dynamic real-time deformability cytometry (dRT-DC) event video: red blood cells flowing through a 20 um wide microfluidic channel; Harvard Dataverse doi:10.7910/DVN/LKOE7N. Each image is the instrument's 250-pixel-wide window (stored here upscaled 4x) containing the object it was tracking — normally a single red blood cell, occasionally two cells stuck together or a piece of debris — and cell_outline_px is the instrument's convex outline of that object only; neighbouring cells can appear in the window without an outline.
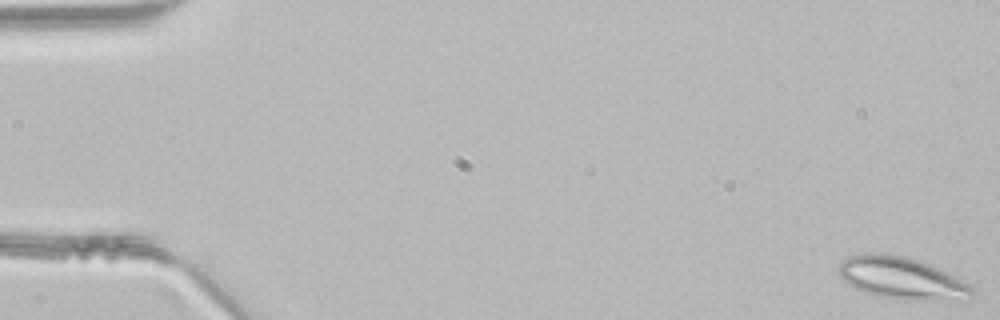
{"species": "common noctule bat (a hibernating species)", "species_latin": "Nyctalus noctula", "temperature_condition": "room temperature", "stored_images_in_passage": 47, "camera_frame_rate_fps": 3000, "um_per_image_px": 0.085, "animal": {"sex": "male", "body_mass_g": 21.5, "forearm_length_mm": 52.0}, "frame": {"image": 1, "passage_image": 1, "time_ms": 0.0, "image_size_px": [1000, 320], "cell_outline_px": [[976, 296], [904, 300], [876, 296], [856, 288], [848, 284], [840, 276], [840, 260], [848, 256], [868, 252], [880, 252], [908, 256], [920, 260], [968, 284], [976, 292]], "centroid_in_image_um": [76.53, 23.59], "position_along_channel_um": 8.5, "area_um2": 32.02}}
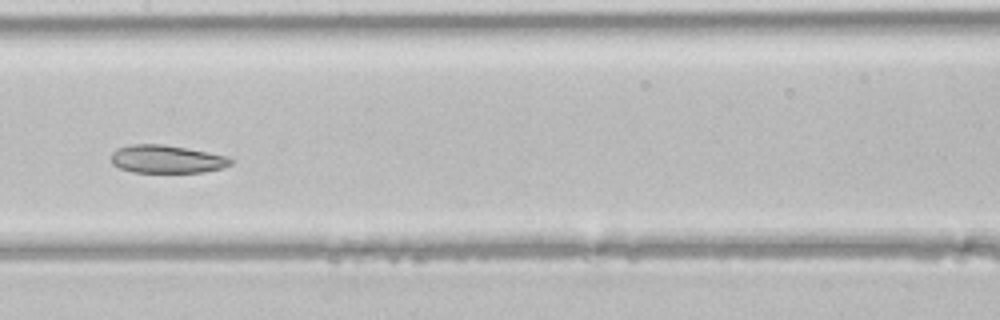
{"frame": {"image": 2, "passage_image": 24, "time_ms": 7.667, "image_size_px": [1000, 320], "cell_outline_px": [[232, 164], [224, 168], [204, 172], [132, 172], [120, 168], [112, 164], [112, 152], [116, 148], [132, 144], [160, 144], [208, 152], [228, 156], [232, 160]], "centroid_in_image_um": [14.18, 13.53], "position_along_channel_um": 193.2, "area_um2": 19.48}}
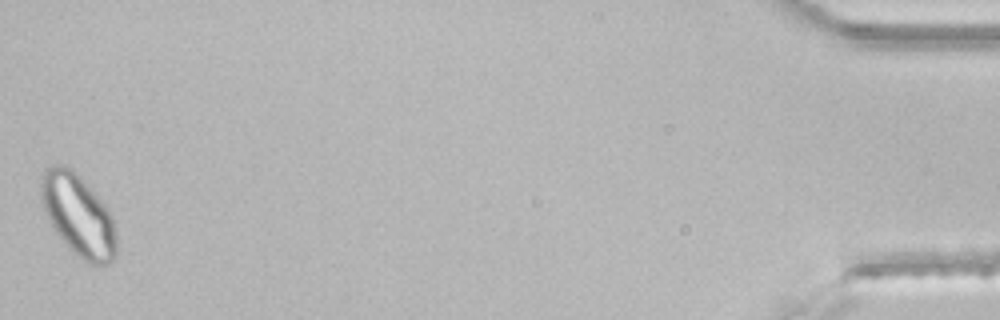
{"frame": {"image": 3, "passage_image": 47, "time_ms": 15.333, "image_size_px": [1000, 320], "cell_outline_px": [[116, 252], [112, 260], [108, 264], [92, 264], [84, 260], [56, 232], [40, 200], [40, 176], [44, 168], [56, 164], [60, 164], [72, 168], [108, 208], [112, 216], [116, 228]], "centroid_in_image_um": [6.65, 18.23], "position_along_channel_um": 428.6, "area_um2": 35.43}}